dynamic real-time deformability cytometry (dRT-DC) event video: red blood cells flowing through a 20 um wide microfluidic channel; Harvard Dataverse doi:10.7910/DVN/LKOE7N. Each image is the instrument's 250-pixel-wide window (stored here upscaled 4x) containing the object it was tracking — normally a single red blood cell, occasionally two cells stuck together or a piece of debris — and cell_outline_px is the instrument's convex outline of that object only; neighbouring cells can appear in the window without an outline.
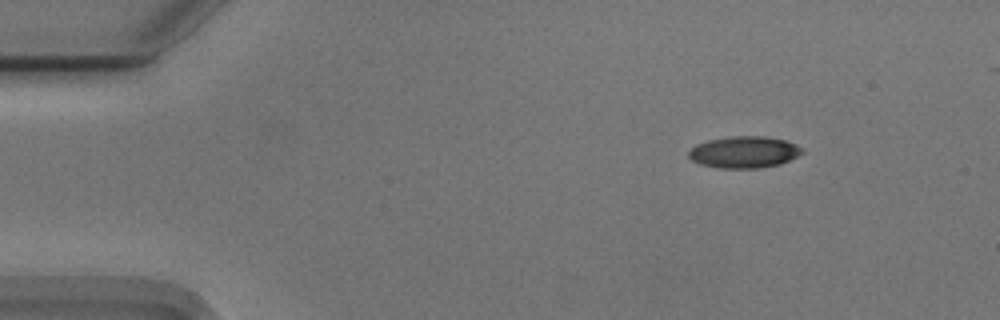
{"species": "Egyptian fruit bat (a non-hibernating species)", "species_latin": "Rousettus aegyptiacus", "temperature_condition": "cold", "stored_images_in_passage": 46, "camera_frame_rate_fps": 3000, "um_per_image_px": 0.085, "animal": {"sex": "male"}, "frame": {"image": 1, "passage_image": 1, "time_ms": 0.0, "image_size_px": [1000, 320], "cell_outline_px": [[804, 152], [780, 164], [756, 168], [720, 168], [700, 164], [692, 160], [688, 156], [688, 152], [696, 144], [708, 140], [732, 136], [764, 136], [784, 140], [800, 148]], "centroid_in_image_um": [63.2, 12.93], "position_along_channel_um": 21.8, "area_um2": 20.63}}
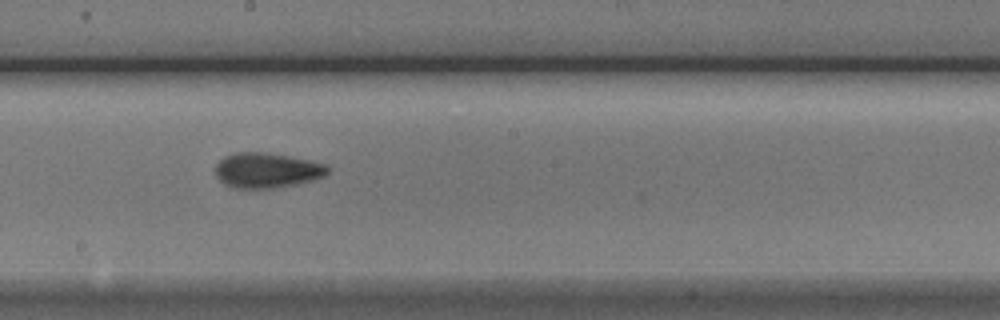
{"frame": {"image": 2, "passage_image": 24, "time_ms": 7.667, "image_size_px": [1000, 320], "cell_outline_px": [[328, 172], [324, 176], [312, 180], [296, 184], [276, 188], [228, 188], [216, 176], [216, 164], [220, 160], [236, 152], [260, 152], [308, 160], [324, 164], [328, 168]], "centroid_in_image_um": [22.64, 14.5], "position_along_channel_um": 225.6, "area_um2": 22.66}}
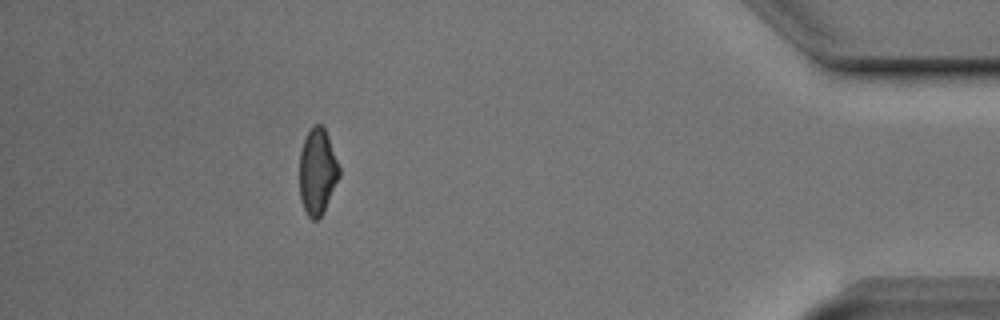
{"frame": {"image": 3, "passage_image": 43, "time_ms": 14.0, "image_size_px": [1000, 320], "cell_outline_px": [[340, 176], [320, 216], [316, 220], [312, 220], [308, 216], [304, 208], [300, 196], [300, 152], [304, 140], [308, 132], [316, 124], [320, 124], [324, 128], [328, 136], [340, 168]], "centroid_in_image_um": [26.98, 14.57], "position_along_channel_um": 408.2, "area_um2": 19.48}, "authors_computed_cell_mechanics": {"area_um2": 21.3571, "velocity_mm_per_s": 3.7465, "shape_relaxation_time_tau1_ms": 4.7943, "shape_relaxation_time_tau2_ms": 2.9574, "deformation_change_tau1": 0.1441, "deformation_change_tau2": 0.1058}}